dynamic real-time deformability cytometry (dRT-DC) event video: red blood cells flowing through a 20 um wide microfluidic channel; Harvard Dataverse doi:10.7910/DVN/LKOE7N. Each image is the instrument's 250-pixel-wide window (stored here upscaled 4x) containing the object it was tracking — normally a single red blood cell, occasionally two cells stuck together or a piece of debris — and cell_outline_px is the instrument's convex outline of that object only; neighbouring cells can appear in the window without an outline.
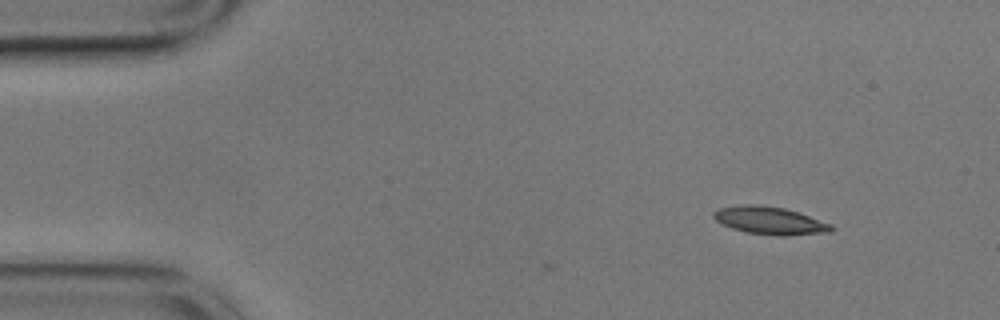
{"species": "common noctule bat (a hibernating species)", "species_latin": "Nyctalus noctula", "temperature_condition": "cold", "stored_images_in_passage": 2, "camera_frame_rate_fps": 3000, "um_per_image_px": 0.085, "animal": {"sex": "male", "body_mass_g": 17.9}, "frame": {"image": 1, "passage_image": 2, "time_ms": 0.333, "image_size_px": [1000, 320], "cell_outline_px": [[836, 228], [832, 232], [784, 236], [776, 236], [744, 232], [732, 228], [716, 220], [712, 216], [712, 212], [716, 208], [740, 204], [760, 204], [784, 208], [832, 224]], "centroid_in_image_um": [65.42, 18.75], "position_along_channel_um": 19.6, "area_um2": 19.25}}